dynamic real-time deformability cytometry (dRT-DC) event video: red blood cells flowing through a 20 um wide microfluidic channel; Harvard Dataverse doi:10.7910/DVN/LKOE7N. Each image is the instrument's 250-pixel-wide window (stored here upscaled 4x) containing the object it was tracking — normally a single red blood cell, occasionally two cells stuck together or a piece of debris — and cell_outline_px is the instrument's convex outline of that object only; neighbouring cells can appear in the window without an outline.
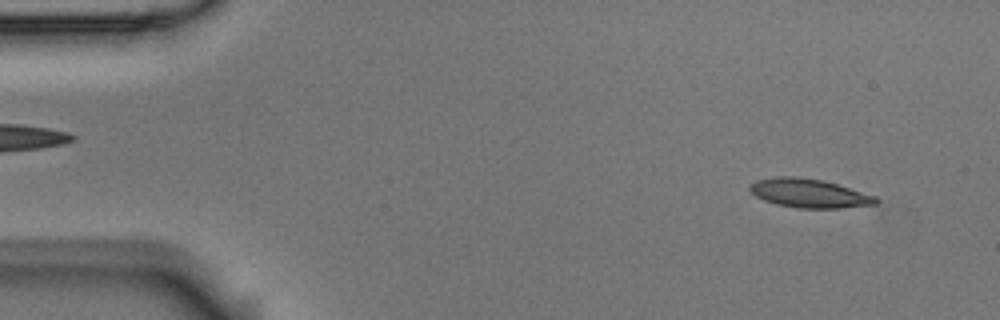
{"species": "Egyptian fruit bat (a non-hibernating species)", "species_latin": "Rousettus aegyptiacus", "temperature_condition": "room temperature", "stored_images_in_passage": 3, "camera_frame_rate_fps": 3000, "um_per_image_px": 0.085, "animal": {"sex": "male"}, "frame": {"image": 1, "passage_image": 1, "time_ms": 0.0, "image_size_px": [1000, 320], "cell_outline_px": [[880, 200], [876, 204], [840, 208], [800, 208], [776, 204], [764, 200], [756, 196], [748, 188], [756, 180], [776, 176], [792, 176], [820, 180], [836, 184], [876, 196]], "centroid_in_image_um": [68.78, 16.43], "position_along_channel_um": 16.2, "area_um2": 20.92}}